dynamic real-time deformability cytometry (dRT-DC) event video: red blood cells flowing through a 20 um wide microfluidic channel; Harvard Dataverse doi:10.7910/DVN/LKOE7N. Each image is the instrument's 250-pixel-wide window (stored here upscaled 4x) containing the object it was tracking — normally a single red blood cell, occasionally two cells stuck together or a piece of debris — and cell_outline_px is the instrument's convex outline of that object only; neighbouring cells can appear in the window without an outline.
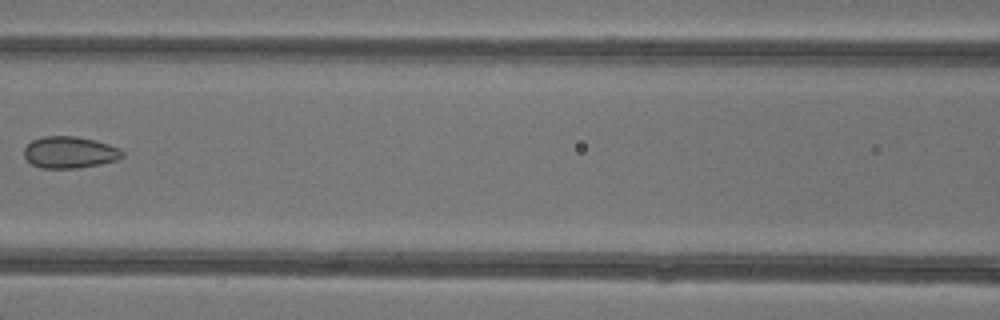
{"species": "common noctule bat (a hibernating species)", "species_latin": "Nyctalus noctula", "temperature_condition": "warm", "stored_images_in_passage": 6, "camera_frame_rate_fps": 3000, "um_per_image_px": 0.085, "animal": {"sex": "female"}, "frame": {"image": 1, "passage_image": 6, "time_ms": 7.333, "image_size_px": [1000, 320], "cell_outline_px": [[124, 156], [116, 160], [100, 164], [76, 168], [40, 168], [32, 164], [24, 156], [24, 148], [32, 140], [44, 136], [76, 136], [108, 144], [120, 148], [124, 152]], "centroid_in_image_um": [5.92, 12.95], "position_along_channel_um": 160.7, "area_um2": 18.09}}